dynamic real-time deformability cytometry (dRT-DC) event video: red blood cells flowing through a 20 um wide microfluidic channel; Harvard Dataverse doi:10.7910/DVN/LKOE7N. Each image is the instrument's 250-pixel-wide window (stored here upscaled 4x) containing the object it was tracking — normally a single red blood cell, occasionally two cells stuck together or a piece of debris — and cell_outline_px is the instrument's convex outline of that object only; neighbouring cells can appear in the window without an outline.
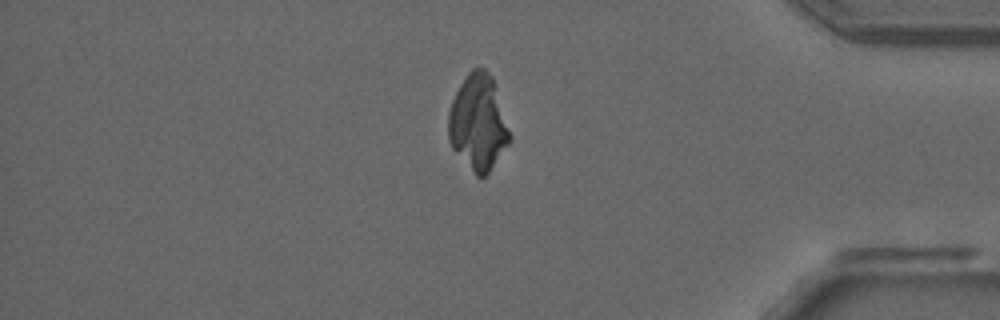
{"species": "common noctule bat (a hibernating species)", "species_latin": "Nyctalus noctula", "temperature_condition": "room temperature", "stored_images_in_passage": 41, "camera_frame_rate_fps": 3000, "um_per_image_px": 0.085, "animal": {"sex": "male", "forearm_length_mm": 52.5}, "frame": {"image": 1, "passage_image": 33, "time_ms": 10.667, "image_size_px": [1000, 320], "cell_outline_px": [[512, 140], [488, 172], [484, 176], [476, 176], [452, 148], [448, 140], [448, 112], [452, 100], [460, 84], [468, 72], [472, 68], [484, 68], [492, 76], [512, 136]], "centroid_in_image_um": [40.64, 10.41], "position_along_channel_um": 394.6, "area_um2": 34.22}}
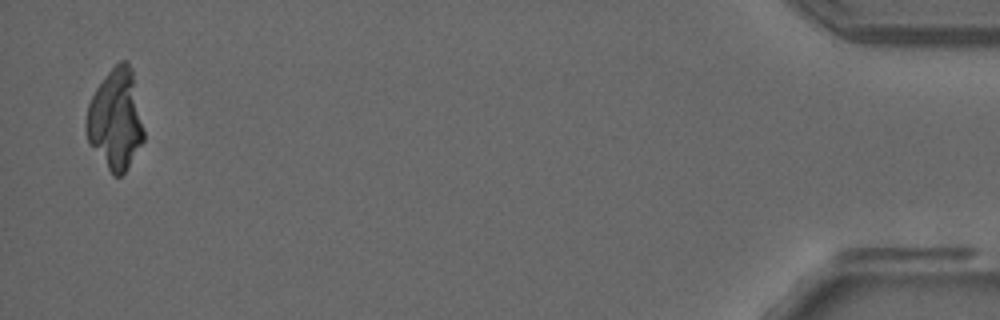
{"frame": {"image": 2, "passage_image": 40, "time_ms": 13.0, "image_size_px": [1000, 320], "cell_outline_px": [[144, 140], [124, 172], [120, 176], [112, 176], [88, 144], [84, 128], [84, 124], [88, 104], [96, 88], [104, 76], [120, 60], [128, 60], [132, 68], [144, 132]], "centroid_in_image_um": [9.79, 10.16], "position_along_channel_um": 425.4, "area_um2": 33.99}}